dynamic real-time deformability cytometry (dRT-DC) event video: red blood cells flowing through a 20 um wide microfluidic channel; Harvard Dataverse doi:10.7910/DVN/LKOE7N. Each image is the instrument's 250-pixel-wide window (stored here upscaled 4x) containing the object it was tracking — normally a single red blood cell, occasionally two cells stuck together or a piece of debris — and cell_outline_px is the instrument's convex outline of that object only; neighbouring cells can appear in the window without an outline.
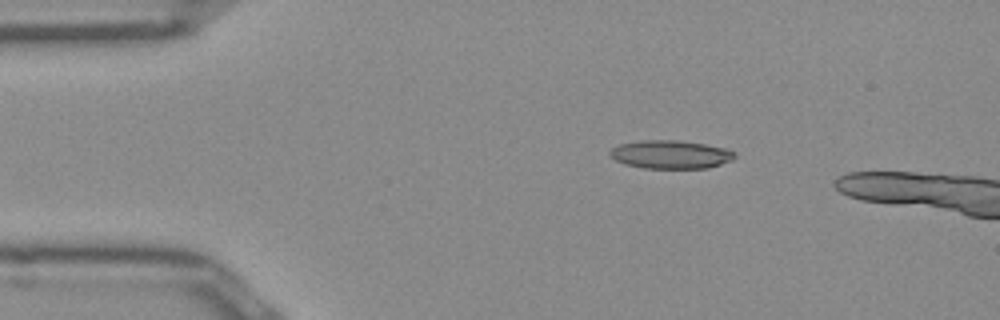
{"species": "Egyptian fruit bat (a non-hibernating species)", "species_latin": "Rousettus aegyptiacus", "temperature_condition": "room temperature", "stored_images_in_passage": 5, "camera_frame_rate_fps": 3000, "um_per_image_px": 0.085, "frame": {"image": 1, "passage_image": 1, "time_ms": 0.0, "image_size_px": [1000, 320], "cell_outline_px": [[736, 156], [732, 160], [708, 168], [644, 168], [624, 164], [616, 160], [608, 152], [612, 148], [620, 144], [640, 140], [680, 140], [704, 144], [724, 148], [736, 152]], "centroid_in_image_um": [57.01, 13.12], "position_along_channel_um": 28.0, "area_um2": 20.58}}